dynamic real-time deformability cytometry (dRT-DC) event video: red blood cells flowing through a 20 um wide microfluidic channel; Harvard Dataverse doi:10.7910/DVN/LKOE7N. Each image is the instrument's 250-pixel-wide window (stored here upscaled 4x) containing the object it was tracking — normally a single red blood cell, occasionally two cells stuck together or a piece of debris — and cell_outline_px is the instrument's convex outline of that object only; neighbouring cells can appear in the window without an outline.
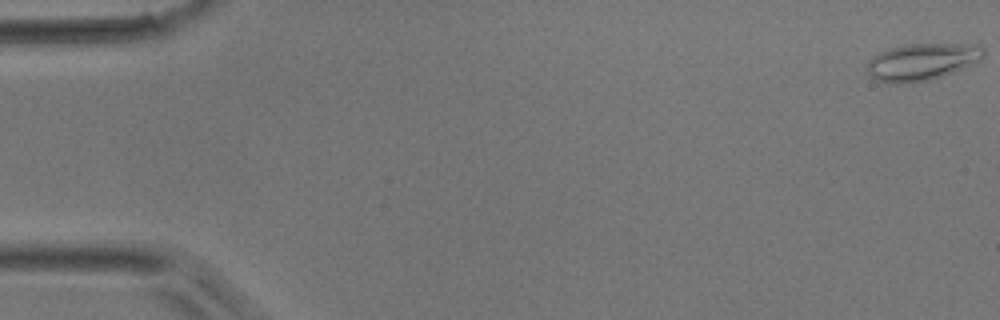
{"species": "common noctule bat (a hibernating species)", "species_latin": "Nyctalus noctula", "temperature_condition": "room temperature", "stored_images_in_passage": 47, "camera_frame_rate_fps": 3000, "um_per_image_px": 0.085, "animal": {"sex": "male", "body_mass_g": 17.9}, "frame": {"image": 1, "passage_image": 1, "time_ms": 0.0, "image_size_px": [1000, 320], "cell_outline_px": [[984, 56], [980, 60], [952, 72], [928, 80], [900, 84], [896, 84], [876, 80], [864, 68], [868, 60], [872, 56], [888, 48], [908, 44], [980, 44], [984, 48]], "centroid_in_image_um": [78.33, 5.24], "position_along_channel_um": 6.7, "area_um2": 25.09}}
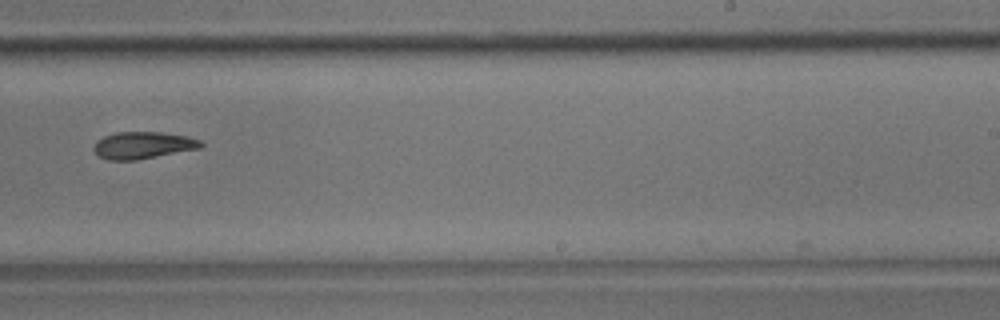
{"frame": {"image": 2, "passage_image": 30, "time_ms": 9.667, "image_size_px": [1000, 320], "cell_outline_px": [[204, 144], [200, 148], [136, 160], [108, 160], [100, 156], [92, 148], [96, 140], [104, 136], [116, 132], [160, 132], [188, 136], [200, 140]], "centroid_in_image_um": [12.14, 12.34], "position_along_channel_um": 276.9, "area_um2": 16.82}}
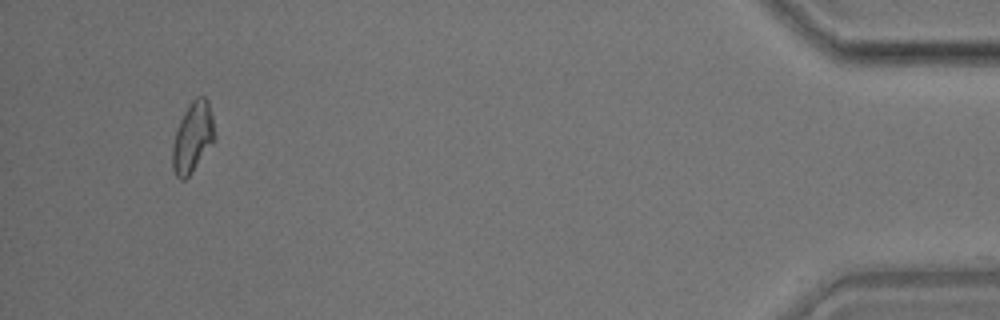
{"frame": {"image": 3, "passage_image": 45, "time_ms": 14.667, "image_size_px": [1000, 320], "cell_outline_px": [[216, 140], [188, 176], [184, 180], [180, 180], [176, 176], [172, 168], [172, 144], [180, 120], [184, 112], [192, 100], [196, 96], [204, 96], [208, 100], [212, 116], [216, 136]], "centroid_in_image_um": [16.39, 11.67], "position_along_channel_um": 418.8, "area_um2": 17.34}}